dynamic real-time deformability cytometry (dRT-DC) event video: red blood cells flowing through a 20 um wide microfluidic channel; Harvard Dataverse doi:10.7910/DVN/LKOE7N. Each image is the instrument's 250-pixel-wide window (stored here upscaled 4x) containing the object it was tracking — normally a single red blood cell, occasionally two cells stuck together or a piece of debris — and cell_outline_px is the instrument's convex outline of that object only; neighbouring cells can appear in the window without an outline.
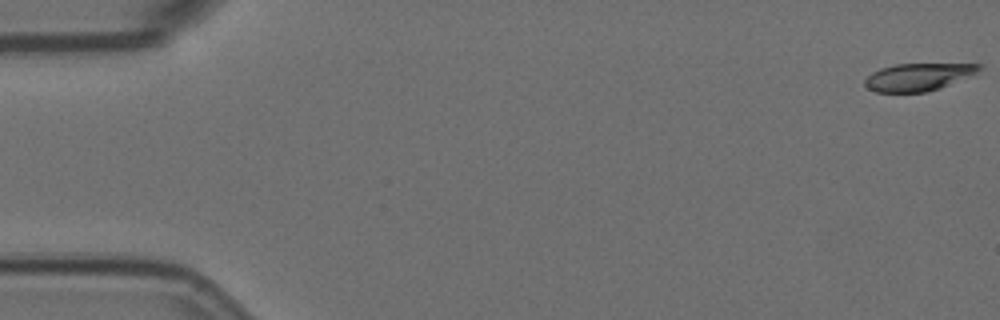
{"species": "Egyptian fruit bat (a non-hibernating species)", "species_latin": "Rousettus aegyptiacus", "temperature_condition": "room temperature", "stored_images_in_passage": 17, "camera_frame_rate_fps": 3000, "um_per_image_px": 0.085, "animal": {"sex": "female"}, "frame": {"image": 1, "passage_image": 1, "time_ms": 0.0, "image_size_px": [1000, 320], "cell_outline_px": [[984, 68], [976, 72], [940, 88], [924, 92], [876, 92], [868, 88], [864, 84], [864, 80], [872, 72], [880, 68], [896, 64], [980, 64]], "centroid_in_image_um": [78.0, 6.54], "position_along_channel_um": 7.0, "area_um2": 18.03}}
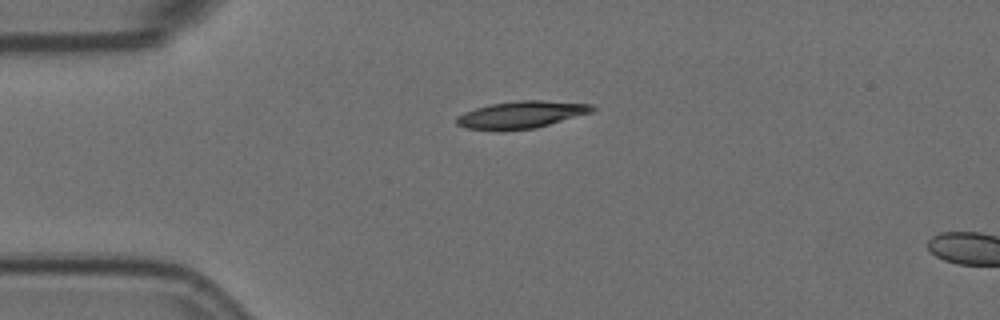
{"frame": {"image": 2, "passage_image": 14, "time_ms": 4.333, "image_size_px": [1000, 320], "cell_outline_px": [[596, 108], [592, 112], [536, 128], [468, 128], [456, 124], [456, 116], [464, 112], [476, 108], [492, 104], [516, 100], [544, 100], [592, 104]], "centroid_in_image_um": [44.37, 9.7], "position_along_channel_um": 40.6, "area_um2": 20.81}}